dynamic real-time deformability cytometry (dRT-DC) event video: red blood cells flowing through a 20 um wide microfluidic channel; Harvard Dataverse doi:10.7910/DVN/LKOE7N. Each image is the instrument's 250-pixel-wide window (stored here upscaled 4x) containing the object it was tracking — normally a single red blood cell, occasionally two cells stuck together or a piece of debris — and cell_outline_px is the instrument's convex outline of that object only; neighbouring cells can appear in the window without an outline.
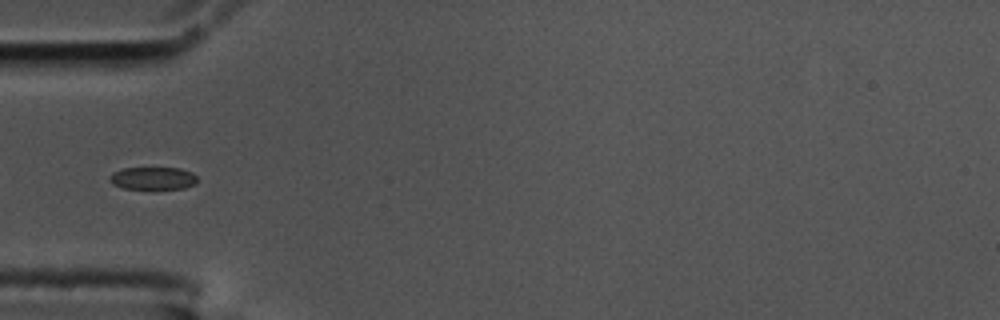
{"species": "common noctule bat (a hibernating species)", "species_latin": "Nyctalus noctula", "temperature_condition": "cold", "stored_images_in_passage": 4, "camera_frame_rate_fps": 3000, "um_per_image_px": 0.085, "animal": {"sex": "male", "body_mass_g": 17.5, "forearm_length_mm": 52.3}, "frame": {"image": 1, "passage_image": 1, "time_ms": 0.0, "image_size_px": [1000, 320], "cell_outline_px": [[196, 184], [184, 188], [124, 188], [112, 184], [108, 180], [108, 176], [112, 172], [124, 168], [180, 168], [192, 172], [196, 176]], "centroid_in_image_um": [12.97, 15.14], "position_along_channel_um": 72.0, "area_um2": 11.5}}